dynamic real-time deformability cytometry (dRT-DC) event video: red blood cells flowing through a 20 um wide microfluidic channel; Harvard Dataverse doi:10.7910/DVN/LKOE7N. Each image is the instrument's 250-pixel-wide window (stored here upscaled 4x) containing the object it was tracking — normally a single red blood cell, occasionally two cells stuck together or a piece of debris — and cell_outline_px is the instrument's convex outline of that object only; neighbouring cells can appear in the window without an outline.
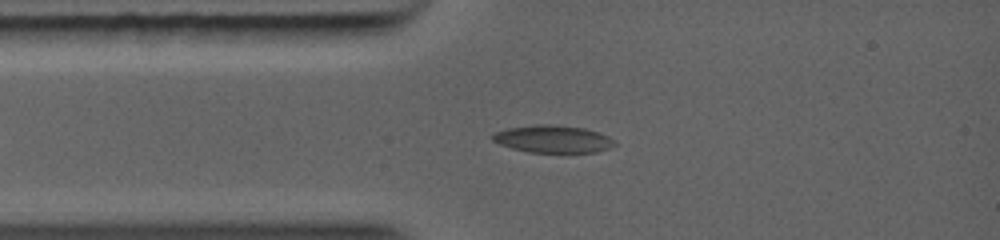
{"species": "common noctule bat (a hibernating species)", "species_latin": "Nyctalus noctula", "temperature_condition": "warm", "stored_images_in_passage": 9, "camera_frame_rate_fps": 5000, "um_per_image_px": 0.085, "animal": {"sex": "female", "body_mass_g": 19.0, "forearm_length_mm": 56.7}, "frame": {"image": 1, "passage_image": 4, "time_ms": 1.0, "image_size_px": [1000, 240], "cell_outline_px": [[616, 144], [608, 148], [596, 152], [528, 152], [512, 148], [500, 144], [492, 140], [488, 136], [496, 132], [508, 128], [536, 124], [552, 124], [584, 128], [608, 136]], "centroid_in_image_um": [46.95, 11.81], "position_along_channel_um": 38.1, "area_um2": 19.36}}
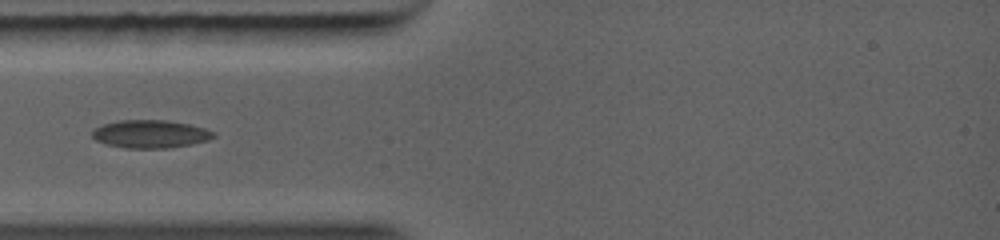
{"frame": {"image": 2, "passage_image": 6, "time_ms": 1.8, "image_size_px": [1000, 240], "cell_outline_px": [[216, 136], [208, 140], [192, 144], [168, 148], [124, 148], [108, 144], [96, 140], [92, 136], [92, 128], [104, 124], [120, 120], [168, 120], [188, 124], [204, 128], [216, 132]], "centroid_in_image_um": [12.79, 11.39], "position_along_channel_um": 72.2, "area_um2": 19.83}}
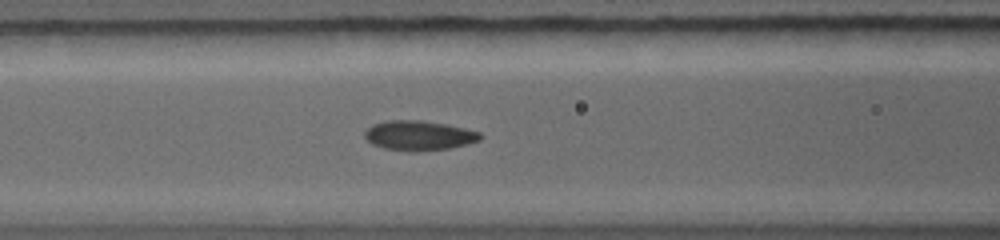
{"frame": {"image": 3, "passage_image": 9, "time_ms": 3.0, "image_size_px": [1000, 240], "cell_outline_px": [[484, 136], [480, 140], [468, 144], [452, 148], [420, 152], [412, 152], [384, 148], [372, 144], [364, 136], [364, 132], [372, 124], [384, 120], [420, 120], [444, 124], [464, 128], [480, 132]], "centroid_in_image_um": [35.62, 11.53], "position_along_channel_um": 131.0, "area_um2": 20.29}}